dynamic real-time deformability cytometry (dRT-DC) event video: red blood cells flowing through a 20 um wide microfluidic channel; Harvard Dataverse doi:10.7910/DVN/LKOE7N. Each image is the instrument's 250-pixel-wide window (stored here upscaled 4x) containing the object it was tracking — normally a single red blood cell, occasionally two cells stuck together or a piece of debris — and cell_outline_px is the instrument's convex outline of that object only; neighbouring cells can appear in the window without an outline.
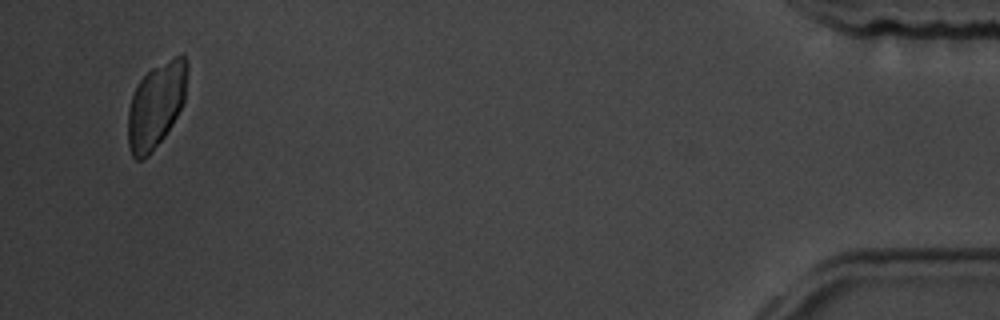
{"species": "common noctule bat (a hibernating species)", "species_latin": "Nyctalus noctula", "temperature_condition": "room temperature", "stored_images_in_passage": 16, "camera_frame_rate_fps": 3000, "um_per_image_px": 0.085, "animal": {"sex": "male", "body_mass_g": 19.5, "forearm_length_mm": 54.6}, "frame": {"image": 1, "passage_image": 16, "time_ms": 5.0, "image_size_px": [1000, 320], "cell_outline_px": [[188, 72], [184, 100], [172, 124], [164, 136], [148, 156], [144, 160], [136, 160], [132, 156], [128, 144], [128, 108], [132, 96], [140, 80], [152, 68], [184, 52], [188, 60]], "centroid_in_image_um": [13.27, 8.93], "position_along_channel_um": 421.9, "area_um2": 29.36}}